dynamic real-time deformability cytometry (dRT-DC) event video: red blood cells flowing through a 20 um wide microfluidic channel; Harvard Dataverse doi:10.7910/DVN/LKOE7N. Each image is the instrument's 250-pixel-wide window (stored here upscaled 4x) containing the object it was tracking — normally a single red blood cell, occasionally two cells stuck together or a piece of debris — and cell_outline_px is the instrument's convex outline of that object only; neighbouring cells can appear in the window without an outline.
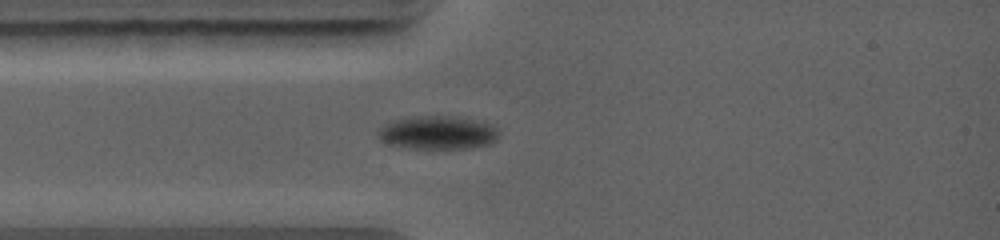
{"species": "common noctule bat (a hibernating species)", "species_latin": "Nyctalus noctula", "temperature_condition": "warm", "stored_images_in_passage": 1, "camera_frame_rate_fps": 5000, "um_per_image_px": 0.085, "animal": {"sex": "female", "body_mass_g": 19.0, "forearm_length_mm": 56.7}, "frame": {"image": 1, "passage_image": 1, "time_ms": 0.0, "image_size_px": [1000, 240], "cell_outline_px": [[500, 132], [496, 140], [488, 144], [468, 148], [412, 148], [388, 144], [380, 140], [376, 136], [376, 128], [384, 124], [396, 120], [420, 116], [448, 116], [472, 120], [492, 124]], "centroid_in_image_um": [37.16, 11.28], "position_along_channel_um": 47.8, "area_um2": 23.35}}